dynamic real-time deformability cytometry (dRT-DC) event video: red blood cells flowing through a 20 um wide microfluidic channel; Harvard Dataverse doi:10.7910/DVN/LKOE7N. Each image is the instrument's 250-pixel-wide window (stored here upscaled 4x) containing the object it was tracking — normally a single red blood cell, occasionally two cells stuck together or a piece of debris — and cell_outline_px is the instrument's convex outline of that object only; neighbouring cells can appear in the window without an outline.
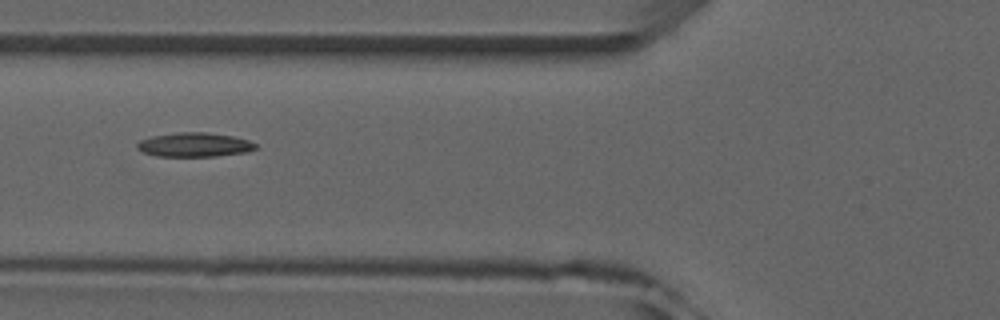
{"species": "common noctule bat (a hibernating species)", "species_latin": "Nyctalus noctula", "temperature_condition": "room temperature", "stored_images_in_passage": 2, "camera_frame_rate_fps": 3000, "um_per_image_px": 0.085, "animal": {"sex": "male", "forearm_length_mm": 52.5}, "frame": {"image": 1, "passage_image": 2, "time_ms": 1.0, "image_size_px": [1000, 320], "cell_outline_px": [[256, 148], [248, 152], [216, 156], [156, 156], [144, 152], [136, 148], [136, 144], [140, 140], [152, 136], [176, 132], [204, 132], [232, 136], [248, 140], [256, 144]], "centroid_in_image_um": [16.51, 12.3], "position_along_channel_um": 109.3, "area_um2": 16.65}}